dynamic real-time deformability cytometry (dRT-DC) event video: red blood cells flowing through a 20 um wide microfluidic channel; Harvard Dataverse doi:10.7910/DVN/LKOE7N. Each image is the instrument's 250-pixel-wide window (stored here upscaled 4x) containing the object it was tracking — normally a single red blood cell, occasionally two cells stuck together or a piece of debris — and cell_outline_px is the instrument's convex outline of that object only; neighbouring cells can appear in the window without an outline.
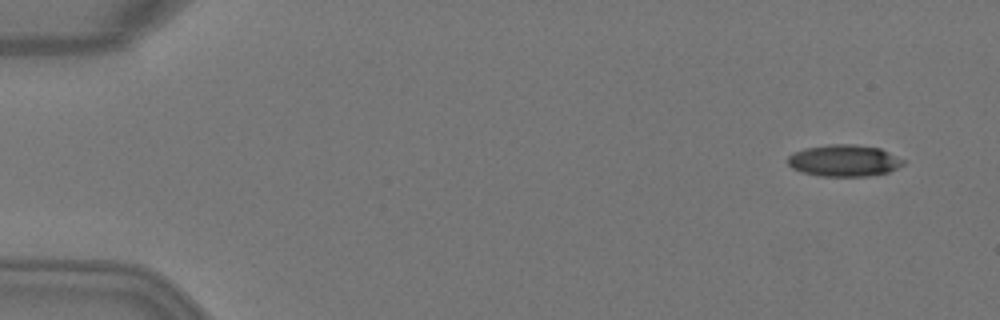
{"species": "Egyptian fruit bat (a non-hibernating species)", "species_latin": "Rousettus aegyptiacus", "temperature_condition": "warm", "stored_images_in_passage": 5, "camera_frame_rate_fps": 3000, "um_per_image_px": 0.085, "animal": {"sex": "female"}, "frame": {"image": 1, "passage_image": 1, "time_ms": 0.0, "image_size_px": [1000, 320], "cell_outline_px": [[904, 164], [888, 172], [868, 176], [820, 176], [800, 172], [792, 168], [788, 164], [788, 156], [792, 152], [804, 148], [828, 144], [856, 144], [880, 148], [904, 160]], "centroid_in_image_um": [71.7, 13.64], "position_along_channel_um": 13.3, "area_um2": 21.44}}